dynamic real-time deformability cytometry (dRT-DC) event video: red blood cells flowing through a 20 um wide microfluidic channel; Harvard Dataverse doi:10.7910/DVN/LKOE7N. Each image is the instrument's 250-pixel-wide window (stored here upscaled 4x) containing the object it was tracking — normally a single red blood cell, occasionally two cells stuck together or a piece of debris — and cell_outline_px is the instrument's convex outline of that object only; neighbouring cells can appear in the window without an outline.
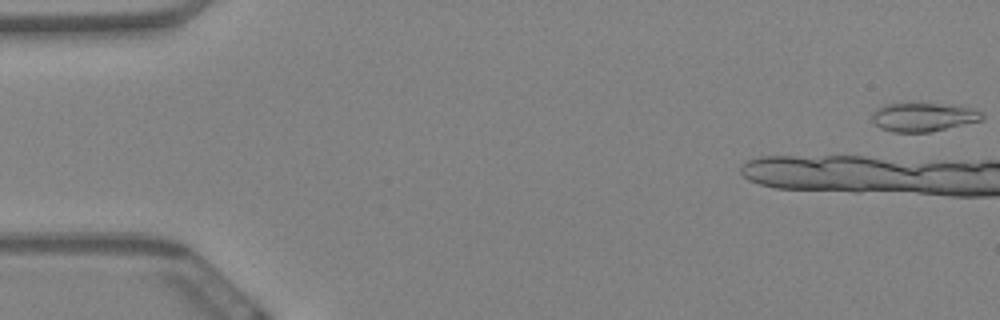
{"species": "Egyptian fruit bat (a non-hibernating species)", "species_latin": "Rousettus aegyptiacus", "temperature_condition": "warm", "stored_images_in_passage": 17, "camera_frame_rate_fps": 3000, "um_per_image_px": 0.085, "animal": {"sex": "female"}, "frame": {"image": 1, "passage_image": 1, "time_ms": 0.0, "image_size_px": [1000, 320], "cell_outline_px": [[984, 120], [928, 132], [892, 132], [880, 128], [872, 124], [872, 112], [876, 108], [884, 104], [908, 100], [916, 100], [972, 108], [980, 112], [984, 116]], "centroid_in_image_um": [78.39, 9.9], "position_along_channel_um": 6.6, "area_um2": 19.36}}